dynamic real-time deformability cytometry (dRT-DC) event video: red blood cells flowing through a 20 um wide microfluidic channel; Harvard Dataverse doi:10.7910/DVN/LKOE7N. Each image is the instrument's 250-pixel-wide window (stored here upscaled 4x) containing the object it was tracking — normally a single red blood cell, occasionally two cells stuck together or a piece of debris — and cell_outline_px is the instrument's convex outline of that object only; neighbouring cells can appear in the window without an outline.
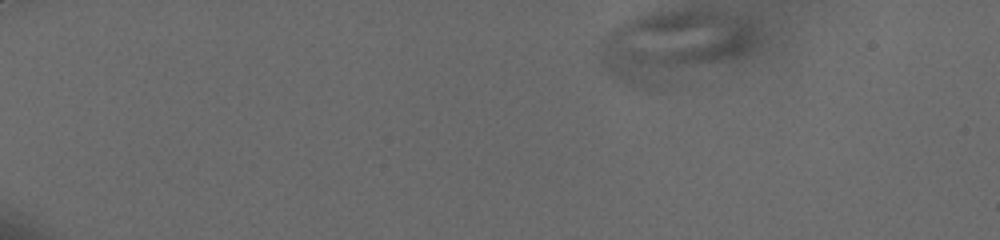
{"species": "human", "species_latin": "Homo sapiens", "temperature_condition": "cold", "stored_images_in_passage": 43, "camera_frame_rate_fps": 3000, "um_per_image_px": 0.085, "donor": {"sex": "male"}, "frame": {"image": 1, "passage_image": 1, "time_ms": 0.0, "image_size_px": [1000, 240], "cell_outline_px": [[760, 44], [752, 52], [644, 88], [640, 88], [624, 84], [612, 80], [604, 72], [600, 64], [600, 44], [604, 32], [628, 20], [640, 16], [660, 12], [696, 12], [752, 24], [760, 36]], "centroid_in_image_um": [57.12, 3.92], "position_along_channel_um": 27.9, "area_um2": 62.02}}
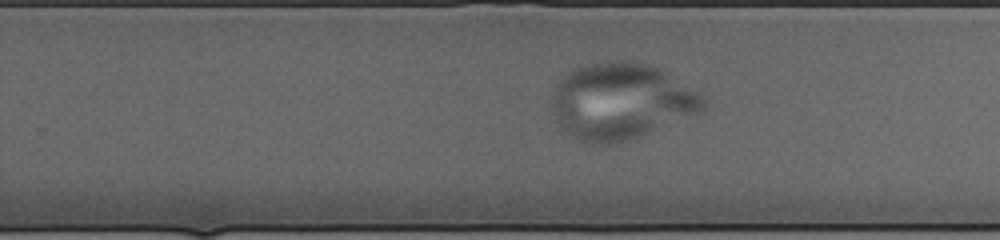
{"frame": {"image": 2, "passage_image": 32, "time_ms": 10.333, "image_size_px": [1000, 240], "cell_outline_px": [[704, 108], [700, 112], [624, 140], [608, 144], [600, 144], [580, 140], [564, 132], [560, 128], [556, 120], [552, 108], [552, 92], [556, 84], [568, 72], [584, 64], [612, 60], [632, 60], [648, 64], [664, 72], [704, 96]], "centroid_in_image_um": [52.71, 8.57], "position_along_channel_um": 277.1, "area_um2": 66.3}}